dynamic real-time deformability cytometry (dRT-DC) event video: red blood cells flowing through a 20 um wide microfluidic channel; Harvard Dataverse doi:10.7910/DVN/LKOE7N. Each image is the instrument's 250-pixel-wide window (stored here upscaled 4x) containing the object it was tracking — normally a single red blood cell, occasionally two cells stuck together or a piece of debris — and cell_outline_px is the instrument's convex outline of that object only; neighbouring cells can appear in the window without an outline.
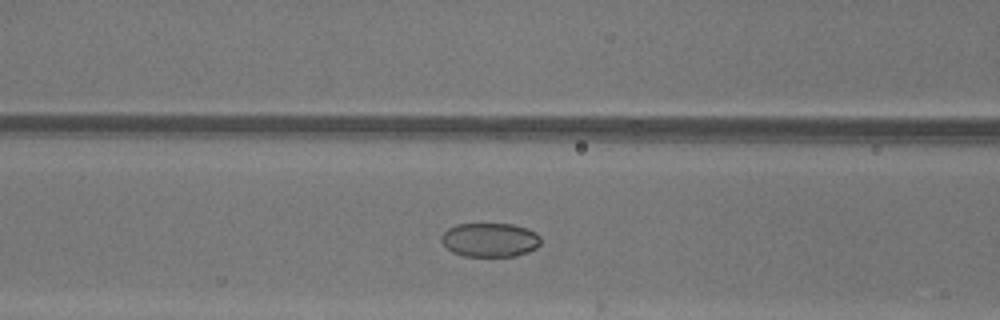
{"species": "common noctule bat (a hibernating species)", "species_latin": "Nyctalus noctula", "temperature_condition": "warm", "stored_images_in_passage": 47, "camera_frame_rate_fps": 3000, "um_per_image_px": 0.085, "animal": {"sex": "female"}, "frame": {"image": 1, "passage_image": 21, "time_ms": 6.667, "image_size_px": [1000, 320], "cell_outline_px": [[540, 244], [536, 248], [528, 252], [516, 256], [460, 256], [452, 252], [440, 240], [440, 236], [448, 228], [456, 224], [512, 224], [536, 232], [540, 236]], "centroid_in_image_um": [41.63, 20.39], "position_along_channel_um": 125.0, "area_um2": 19.77}}
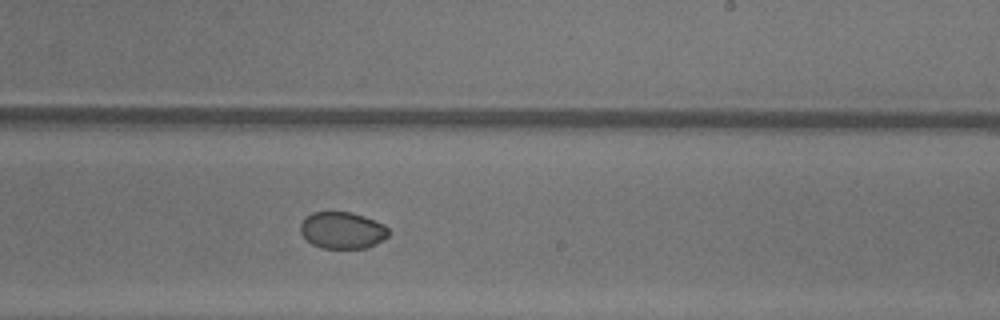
{"frame": {"image": 2, "passage_image": 31, "time_ms": 10.0, "image_size_px": [1000, 320], "cell_outline_px": [[392, 232], [384, 240], [368, 248], [320, 248], [312, 244], [300, 232], [300, 224], [304, 216], [312, 212], [352, 212], [364, 216], [384, 224]], "centroid_in_image_um": [29.12, 19.57], "position_along_channel_um": 259.9, "area_um2": 19.19}}
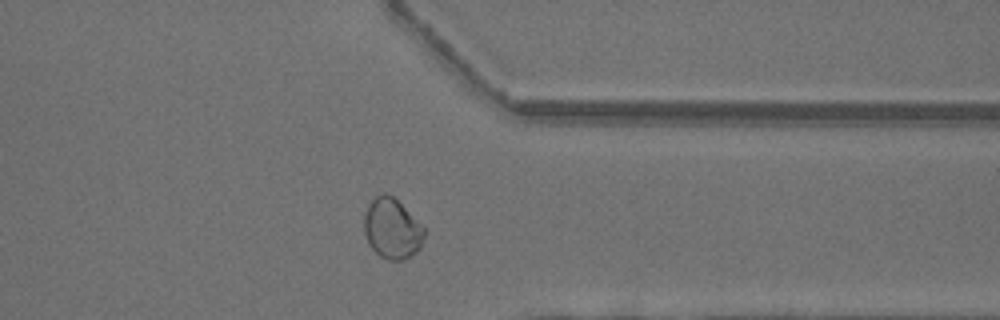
{"frame": {"image": 3, "passage_image": 40, "time_ms": 13.0, "image_size_px": [1000, 320], "cell_outline_px": [[424, 236], [420, 248], [416, 252], [400, 260], [388, 260], [380, 256], [368, 244], [364, 232], [364, 212], [368, 204], [380, 192], [384, 192], [392, 196], [424, 228]], "centroid_in_image_um": [33.28, 19.43], "position_along_channel_um": 378.1, "area_um2": 20.87}}